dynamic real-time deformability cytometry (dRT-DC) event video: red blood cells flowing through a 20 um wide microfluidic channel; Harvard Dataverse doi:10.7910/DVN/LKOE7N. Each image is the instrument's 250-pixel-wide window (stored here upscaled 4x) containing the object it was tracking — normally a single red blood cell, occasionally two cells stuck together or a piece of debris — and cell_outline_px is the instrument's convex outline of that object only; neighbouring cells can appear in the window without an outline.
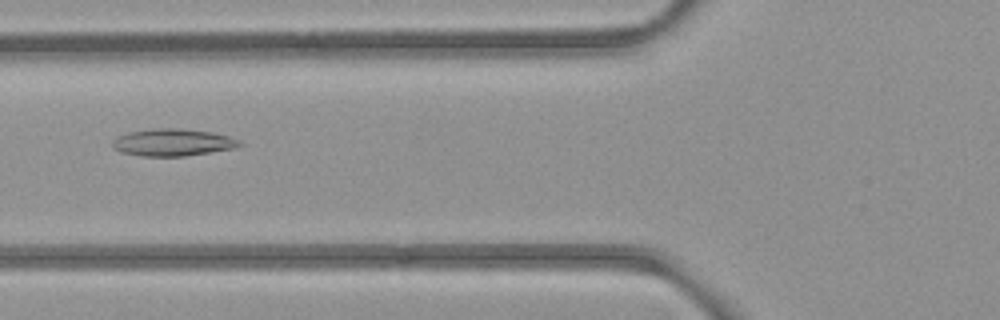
{"species": "common noctule bat (a hibernating species)", "species_latin": "Nyctalus noctula", "temperature_condition": "room temperature", "stored_images_in_passage": 45, "camera_frame_rate_fps": 3000, "um_per_image_px": 0.085, "animal": {"sex": "female", "body_mass_g": 21.9}, "frame": {"image": 1, "passage_image": 13, "time_ms": 4.0, "image_size_px": [1000, 320], "cell_outline_px": [[244, 144], [236, 148], [184, 156], [140, 156], [120, 152], [112, 148], [112, 140], [116, 136], [128, 132], [156, 128], [180, 128], [212, 132], [228, 136], [240, 140]], "centroid_in_image_um": [14.66, 12.1], "position_along_channel_um": 111.1, "area_um2": 20.35}}
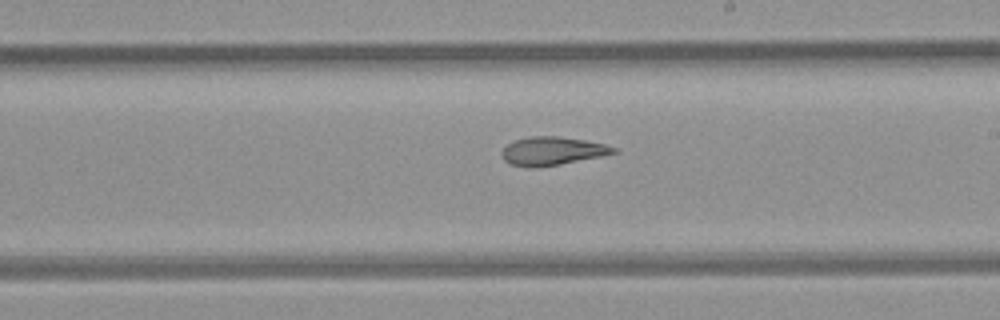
{"frame": {"image": 2, "passage_image": 23, "time_ms": 7.333, "image_size_px": [1000, 320], "cell_outline_px": [[620, 152], [600, 156], [556, 164], [532, 168], [528, 168], [508, 164], [500, 156], [500, 152], [508, 144], [516, 140], [528, 136], [560, 136], [584, 140], [604, 144], [616, 148]], "centroid_in_image_um": [46.89, 12.83], "position_along_channel_um": 242.1, "area_um2": 18.38}}
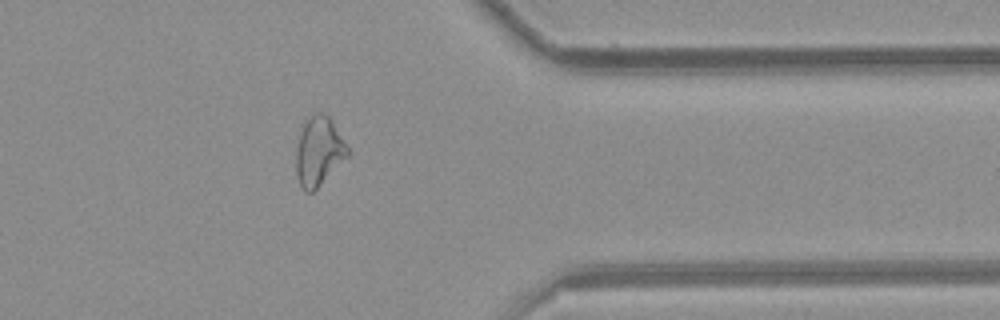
{"frame": {"image": 3, "passage_image": 35, "time_ms": 11.333, "image_size_px": [1000, 320], "cell_outline_px": [[352, 152], [312, 192], [304, 192], [300, 188], [296, 176], [296, 148], [300, 132], [304, 124], [312, 112], [320, 112], [328, 116], [332, 120]], "centroid_in_image_um": [27.09, 12.85], "position_along_channel_um": 384.3, "area_um2": 20.87}, "authors_computed_cell_mechanics": {"area_um2": 20.6924, "velocity_mm_per_s": 3.9197, "shape_relaxation_time_tau1_ms": null, "shape_relaxation_time_tau2_ms": 4.6154, "deformation_change_tau1": null, "deformation_change_tau2": 0.1314}}